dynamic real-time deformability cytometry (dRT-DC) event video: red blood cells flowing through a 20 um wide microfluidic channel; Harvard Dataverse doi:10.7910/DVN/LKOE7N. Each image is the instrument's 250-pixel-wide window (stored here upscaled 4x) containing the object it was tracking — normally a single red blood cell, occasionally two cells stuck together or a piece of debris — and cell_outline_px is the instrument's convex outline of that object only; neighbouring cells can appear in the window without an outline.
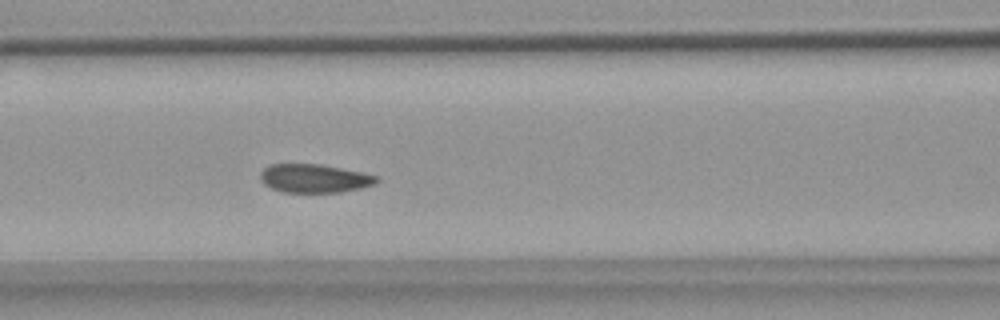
{"species": "common noctule bat (a hibernating species)", "species_latin": "Nyctalus noctula", "temperature_condition": "warm", "stored_images_in_passage": 54, "camera_frame_rate_fps": 3000, "um_per_image_px": 0.085, "animal": {"sex": "female", "body_mass_g": 18.4}, "frame": {"image": 1, "passage_image": 22, "time_ms": 7.0, "image_size_px": [1000, 320], "cell_outline_px": [[380, 180], [376, 184], [360, 188], [340, 192], [284, 192], [272, 188], [264, 184], [260, 180], [260, 172], [268, 164], [320, 164], [380, 176]], "centroid_in_image_um": [26.72, 15.16], "position_along_channel_um": 139.9, "area_um2": 19.36}}
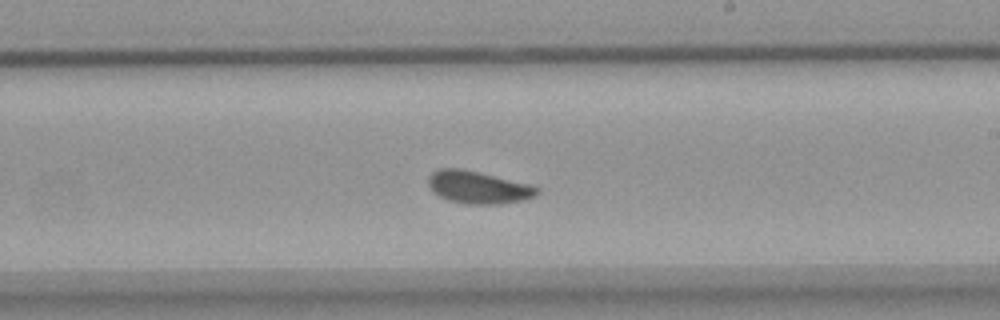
{"frame": {"image": 2, "passage_image": 31, "time_ms": 10.0, "image_size_px": [1000, 320], "cell_outline_px": [[540, 192], [536, 196], [520, 200], [500, 204], [464, 204], [448, 200], [432, 192], [428, 184], [428, 176], [432, 172], [440, 168], [464, 168], [532, 184], [540, 188]], "centroid_in_image_um": [40.65, 15.91], "position_along_channel_um": 248.3, "area_um2": 20.98}}
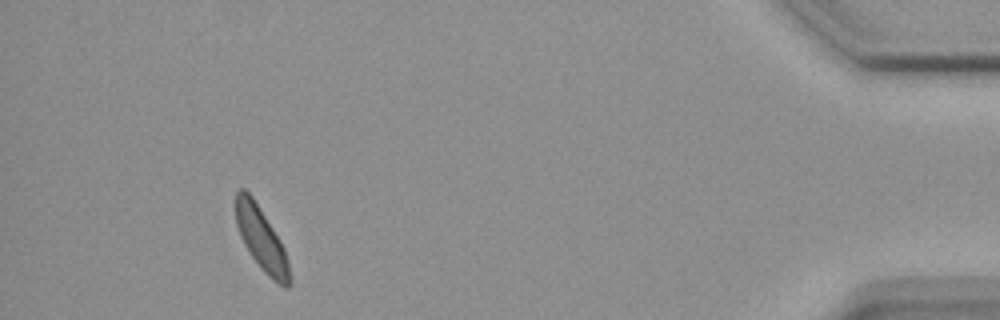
{"frame": {"image": 3, "passage_image": 50, "time_ms": 16.333, "image_size_px": [1000, 320], "cell_outline_px": [[292, 284], [288, 288], [284, 288], [268, 276], [264, 272], [252, 256], [244, 244], [240, 236], [236, 224], [236, 192], [240, 188], [244, 188], [252, 196], [280, 240], [284, 248], [292, 280]], "centroid_in_image_um": [22.23, 20.35], "position_along_channel_um": 413.0, "area_um2": 19.59}, "authors_computed_cell_mechanics": {"area_um2": 20.2011, "velocity_mm_per_s": 3.6315, "shape_relaxation_time_tau1_ms": 4.7212, "shape_relaxation_time_tau2_ms": null, "deformation_change_tau1": 0.0948, "deformation_change_tau2": null}}